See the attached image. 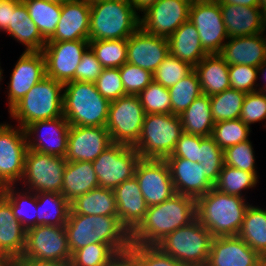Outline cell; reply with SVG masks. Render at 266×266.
Listing matches in <instances>:
<instances>
[{
    "instance_id": "1",
    "label": "cell",
    "mask_w": 266,
    "mask_h": 266,
    "mask_svg": "<svg viewBox=\"0 0 266 266\" xmlns=\"http://www.w3.org/2000/svg\"><path fill=\"white\" fill-rule=\"evenodd\" d=\"M195 218L196 200L176 193L170 199L148 207L143 220L130 233L131 244L156 245Z\"/></svg>"
},
{
    "instance_id": "2",
    "label": "cell",
    "mask_w": 266,
    "mask_h": 266,
    "mask_svg": "<svg viewBox=\"0 0 266 266\" xmlns=\"http://www.w3.org/2000/svg\"><path fill=\"white\" fill-rule=\"evenodd\" d=\"M64 227L71 254L89 244L99 243L109 245L122 256L127 254L131 245L130 233L118 216L81 215L70 210Z\"/></svg>"
},
{
    "instance_id": "3",
    "label": "cell",
    "mask_w": 266,
    "mask_h": 266,
    "mask_svg": "<svg viewBox=\"0 0 266 266\" xmlns=\"http://www.w3.org/2000/svg\"><path fill=\"white\" fill-rule=\"evenodd\" d=\"M246 199L213 187L196 200V218L213 238L237 236L250 205Z\"/></svg>"
},
{
    "instance_id": "4",
    "label": "cell",
    "mask_w": 266,
    "mask_h": 266,
    "mask_svg": "<svg viewBox=\"0 0 266 266\" xmlns=\"http://www.w3.org/2000/svg\"><path fill=\"white\" fill-rule=\"evenodd\" d=\"M140 17L129 0L90 3L89 41L128 39L140 27Z\"/></svg>"
},
{
    "instance_id": "5",
    "label": "cell",
    "mask_w": 266,
    "mask_h": 266,
    "mask_svg": "<svg viewBox=\"0 0 266 266\" xmlns=\"http://www.w3.org/2000/svg\"><path fill=\"white\" fill-rule=\"evenodd\" d=\"M110 103L97 91L94 82L64 84L63 116L70 126L106 127Z\"/></svg>"
},
{
    "instance_id": "6",
    "label": "cell",
    "mask_w": 266,
    "mask_h": 266,
    "mask_svg": "<svg viewBox=\"0 0 266 266\" xmlns=\"http://www.w3.org/2000/svg\"><path fill=\"white\" fill-rule=\"evenodd\" d=\"M63 91V83L46 76L8 112L23 129L35 121L63 116Z\"/></svg>"
},
{
    "instance_id": "7",
    "label": "cell",
    "mask_w": 266,
    "mask_h": 266,
    "mask_svg": "<svg viewBox=\"0 0 266 266\" xmlns=\"http://www.w3.org/2000/svg\"><path fill=\"white\" fill-rule=\"evenodd\" d=\"M213 236L197 218L166 235L155 246L183 266H206Z\"/></svg>"
},
{
    "instance_id": "8",
    "label": "cell",
    "mask_w": 266,
    "mask_h": 266,
    "mask_svg": "<svg viewBox=\"0 0 266 266\" xmlns=\"http://www.w3.org/2000/svg\"><path fill=\"white\" fill-rule=\"evenodd\" d=\"M183 133L179 116L172 113L146 114L134 148L142 159H165L172 154Z\"/></svg>"
},
{
    "instance_id": "9",
    "label": "cell",
    "mask_w": 266,
    "mask_h": 266,
    "mask_svg": "<svg viewBox=\"0 0 266 266\" xmlns=\"http://www.w3.org/2000/svg\"><path fill=\"white\" fill-rule=\"evenodd\" d=\"M145 115L138 95H125L111 101L106 129L112 143L134 147L141 134Z\"/></svg>"
},
{
    "instance_id": "10",
    "label": "cell",
    "mask_w": 266,
    "mask_h": 266,
    "mask_svg": "<svg viewBox=\"0 0 266 266\" xmlns=\"http://www.w3.org/2000/svg\"><path fill=\"white\" fill-rule=\"evenodd\" d=\"M66 164L64 157L28 149L25 155L24 174L19 183L24 184L23 188L28 186L25 189L35 193L61 194Z\"/></svg>"
},
{
    "instance_id": "11",
    "label": "cell",
    "mask_w": 266,
    "mask_h": 266,
    "mask_svg": "<svg viewBox=\"0 0 266 266\" xmlns=\"http://www.w3.org/2000/svg\"><path fill=\"white\" fill-rule=\"evenodd\" d=\"M140 159L134 147L112 143L92 162L99 186L114 190L133 178Z\"/></svg>"
},
{
    "instance_id": "12",
    "label": "cell",
    "mask_w": 266,
    "mask_h": 266,
    "mask_svg": "<svg viewBox=\"0 0 266 266\" xmlns=\"http://www.w3.org/2000/svg\"><path fill=\"white\" fill-rule=\"evenodd\" d=\"M189 21L197 28L203 49L208 54L220 53L229 38L220 3L217 0H193L189 9Z\"/></svg>"
},
{
    "instance_id": "13",
    "label": "cell",
    "mask_w": 266,
    "mask_h": 266,
    "mask_svg": "<svg viewBox=\"0 0 266 266\" xmlns=\"http://www.w3.org/2000/svg\"><path fill=\"white\" fill-rule=\"evenodd\" d=\"M64 226L38 225L26 230L25 250L20 258L41 261H71Z\"/></svg>"
},
{
    "instance_id": "14",
    "label": "cell",
    "mask_w": 266,
    "mask_h": 266,
    "mask_svg": "<svg viewBox=\"0 0 266 266\" xmlns=\"http://www.w3.org/2000/svg\"><path fill=\"white\" fill-rule=\"evenodd\" d=\"M27 150L25 129L8 123L0 125V189L16 186L22 180Z\"/></svg>"
},
{
    "instance_id": "15",
    "label": "cell",
    "mask_w": 266,
    "mask_h": 266,
    "mask_svg": "<svg viewBox=\"0 0 266 266\" xmlns=\"http://www.w3.org/2000/svg\"><path fill=\"white\" fill-rule=\"evenodd\" d=\"M88 48L89 40L46 42L42 50L46 76L63 84L75 81L76 68Z\"/></svg>"
},
{
    "instance_id": "16",
    "label": "cell",
    "mask_w": 266,
    "mask_h": 266,
    "mask_svg": "<svg viewBox=\"0 0 266 266\" xmlns=\"http://www.w3.org/2000/svg\"><path fill=\"white\" fill-rule=\"evenodd\" d=\"M192 1L159 0L141 13L140 27L146 33L168 38L189 20Z\"/></svg>"
},
{
    "instance_id": "17",
    "label": "cell",
    "mask_w": 266,
    "mask_h": 266,
    "mask_svg": "<svg viewBox=\"0 0 266 266\" xmlns=\"http://www.w3.org/2000/svg\"><path fill=\"white\" fill-rule=\"evenodd\" d=\"M69 128L70 125L64 116L29 124L25 128L28 149L65 158Z\"/></svg>"
},
{
    "instance_id": "18",
    "label": "cell",
    "mask_w": 266,
    "mask_h": 266,
    "mask_svg": "<svg viewBox=\"0 0 266 266\" xmlns=\"http://www.w3.org/2000/svg\"><path fill=\"white\" fill-rule=\"evenodd\" d=\"M140 190L148 206L160 204L176 194L164 159H140L135 170Z\"/></svg>"
},
{
    "instance_id": "19",
    "label": "cell",
    "mask_w": 266,
    "mask_h": 266,
    "mask_svg": "<svg viewBox=\"0 0 266 266\" xmlns=\"http://www.w3.org/2000/svg\"><path fill=\"white\" fill-rule=\"evenodd\" d=\"M45 77V58L42 51H24L12 70L7 86L9 110Z\"/></svg>"
},
{
    "instance_id": "20",
    "label": "cell",
    "mask_w": 266,
    "mask_h": 266,
    "mask_svg": "<svg viewBox=\"0 0 266 266\" xmlns=\"http://www.w3.org/2000/svg\"><path fill=\"white\" fill-rule=\"evenodd\" d=\"M111 144L106 127L70 126L65 159L67 162H93Z\"/></svg>"
},
{
    "instance_id": "21",
    "label": "cell",
    "mask_w": 266,
    "mask_h": 266,
    "mask_svg": "<svg viewBox=\"0 0 266 266\" xmlns=\"http://www.w3.org/2000/svg\"><path fill=\"white\" fill-rule=\"evenodd\" d=\"M168 55V39L146 33L141 27L127 39V62L151 73Z\"/></svg>"
},
{
    "instance_id": "22",
    "label": "cell",
    "mask_w": 266,
    "mask_h": 266,
    "mask_svg": "<svg viewBox=\"0 0 266 266\" xmlns=\"http://www.w3.org/2000/svg\"><path fill=\"white\" fill-rule=\"evenodd\" d=\"M264 260L239 236L216 237L206 266H260Z\"/></svg>"
},
{
    "instance_id": "23",
    "label": "cell",
    "mask_w": 266,
    "mask_h": 266,
    "mask_svg": "<svg viewBox=\"0 0 266 266\" xmlns=\"http://www.w3.org/2000/svg\"><path fill=\"white\" fill-rule=\"evenodd\" d=\"M170 177L177 194L197 200L205 195L214 185L205 177L200 163L185 158H165Z\"/></svg>"
},
{
    "instance_id": "24",
    "label": "cell",
    "mask_w": 266,
    "mask_h": 266,
    "mask_svg": "<svg viewBox=\"0 0 266 266\" xmlns=\"http://www.w3.org/2000/svg\"><path fill=\"white\" fill-rule=\"evenodd\" d=\"M90 2L74 0L61 5L60 20L47 42L89 40Z\"/></svg>"
},
{
    "instance_id": "25",
    "label": "cell",
    "mask_w": 266,
    "mask_h": 266,
    "mask_svg": "<svg viewBox=\"0 0 266 266\" xmlns=\"http://www.w3.org/2000/svg\"><path fill=\"white\" fill-rule=\"evenodd\" d=\"M114 194L117 216L121 224L131 233L143 220L149 207L136 177L134 176L118 185L114 189Z\"/></svg>"
},
{
    "instance_id": "26",
    "label": "cell",
    "mask_w": 266,
    "mask_h": 266,
    "mask_svg": "<svg viewBox=\"0 0 266 266\" xmlns=\"http://www.w3.org/2000/svg\"><path fill=\"white\" fill-rule=\"evenodd\" d=\"M264 33L228 38L219 53L228 65L259 67L266 60Z\"/></svg>"
},
{
    "instance_id": "27",
    "label": "cell",
    "mask_w": 266,
    "mask_h": 266,
    "mask_svg": "<svg viewBox=\"0 0 266 266\" xmlns=\"http://www.w3.org/2000/svg\"><path fill=\"white\" fill-rule=\"evenodd\" d=\"M228 37L249 36L266 31V16L259 6L220 4Z\"/></svg>"
},
{
    "instance_id": "28",
    "label": "cell",
    "mask_w": 266,
    "mask_h": 266,
    "mask_svg": "<svg viewBox=\"0 0 266 266\" xmlns=\"http://www.w3.org/2000/svg\"><path fill=\"white\" fill-rule=\"evenodd\" d=\"M26 229L16 219L11 205L0 195V248L15 262L25 250Z\"/></svg>"
},
{
    "instance_id": "29",
    "label": "cell",
    "mask_w": 266,
    "mask_h": 266,
    "mask_svg": "<svg viewBox=\"0 0 266 266\" xmlns=\"http://www.w3.org/2000/svg\"><path fill=\"white\" fill-rule=\"evenodd\" d=\"M202 94L212 96L231 88L229 65L219 53L207 54L195 67Z\"/></svg>"
},
{
    "instance_id": "30",
    "label": "cell",
    "mask_w": 266,
    "mask_h": 266,
    "mask_svg": "<svg viewBox=\"0 0 266 266\" xmlns=\"http://www.w3.org/2000/svg\"><path fill=\"white\" fill-rule=\"evenodd\" d=\"M168 39L169 54L195 67L208 53L200 43L197 28L189 20Z\"/></svg>"
},
{
    "instance_id": "31",
    "label": "cell",
    "mask_w": 266,
    "mask_h": 266,
    "mask_svg": "<svg viewBox=\"0 0 266 266\" xmlns=\"http://www.w3.org/2000/svg\"><path fill=\"white\" fill-rule=\"evenodd\" d=\"M100 187L92 162H67L61 195L69 202L90 190Z\"/></svg>"
},
{
    "instance_id": "32",
    "label": "cell",
    "mask_w": 266,
    "mask_h": 266,
    "mask_svg": "<svg viewBox=\"0 0 266 266\" xmlns=\"http://www.w3.org/2000/svg\"><path fill=\"white\" fill-rule=\"evenodd\" d=\"M5 32L17 40V42L26 46V52L42 51L47 42L30 18L28 9L22 0L14 6L11 25Z\"/></svg>"
},
{
    "instance_id": "33",
    "label": "cell",
    "mask_w": 266,
    "mask_h": 266,
    "mask_svg": "<svg viewBox=\"0 0 266 266\" xmlns=\"http://www.w3.org/2000/svg\"><path fill=\"white\" fill-rule=\"evenodd\" d=\"M183 132L201 137H209L214 127L210 96L201 94L179 115Z\"/></svg>"
},
{
    "instance_id": "34",
    "label": "cell",
    "mask_w": 266,
    "mask_h": 266,
    "mask_svg": "<svg viewBox=\"0 0 266 266\" xmlns=\"http://www.w3.org/2000/svg\"><path fill=\"white\" fill-rule=\"evenodd\" d=\"M71 211L81 215L117 216L113 189L98 187L70 202Z\"/></svg>"
},
{
    "instance_id": "35",
    "label": "cell",
    "mask_w": 266,
    "mask_h": 266,
    "mask_svg": "<svg viewBox=\"0 0 266 266\" xmlns=\"http://www.w3.org/2000/svg\"><path fill=\"white\" fill-rule=\"evenodd\" d=\"M8 185L0 189V195L11 205L16 219L28 230L37 226V197L36 193ZM20 191V192H19ZM27 191V192H26Z\"/></svg>"
},
{
    "instance_id": "36",
    "label": "cell",
    "mask_w": 266,
    "mask_h": 266,
    "mask_svg": "<svg viewBox=\"0 0 266 266\" xmlns=\"http://www.w3.org/2000/svg\"><path fill=\"white\" fill-rule=\"evenodd\" d=\"M237 236L266 260V210L250 204Z\"/></svg>"
},
{
    "instance_id": "37",
    "label": "cell",
    "mask_w": 266,
    "mask_h": 266,
    "mask_svg": "<svg viewBox=\"0 0 266 266\" xmlns=\"http://www.w3.org/2000/svg\"><path fill=\"white\" fill-rule=\"evenodd\" d=\"M37 226H64L71 210L70 202L55 192L36 193Z\"/></svg>"
},
{
    "instance_id": "38",
    "label": "cell",
    "mask_w": 266,
    "mask_h": 266,
    "mask_svg": "<svg viewBox=\"0 0 266 266\" xmlns=\"http://www.w3.org/2000/svg\"><path fill=\"white\" fill-rule=\"evenodd\" d=\"M29 12L30 18L36 24L38 31L47 41L55 32L60 20L61 4L47 0H22Z\"/></svg>"
},
{
    "instance_id": "39",
    "label": "cell",
    "mask_w": 266,
    "mask_h": 266,
    "mask_svg": "<svg viewBox=\"0 0 266 266\" xmlns=\"http://www.w3.org/2000/svg\"><path fill=\"white\" fill-rule=\"evenodd\" d=\"M171 113L181 115L201 94L198 75L193 69L188 75L169 88Z\"/></svg>"
},
{
    "instance_id": "40",
    "label": "cell",
    "mask_w": 266,
    "mask_h": 266,
    "mask_svg": "<svg viewBox=\"0 0 266 266\" xmlns=\"http://www.w3.org/2000/svg\"><path fill=\"white\" fill-rule=\"evenodd\" d=\"M246 93L229 88L210 96L211 112L214 122L238 119L241 114Z\"/></svg>"
},
{
    "instance_id": "41",
    "label": "cell",
    "mask_w": 266,
    "mask_h": 266,
    "mask_svg": "<svg viewBox=\"0 0 266 266\" xmlns=\"http://www.w3.org/2000/svg\"><path fill=\"white\" fill-rule=\"evenodd\" d=\"M89 47L103 68H120L127 62V39L92 40Z\"/></svg>"
},
{
    "instance_id": "42",
    "label": "cell",
    "mask_w": 266,
    "mask_h": 266,
    "mask_svg": "<svg viewBox=\"0 0 266 266\" xmlns=\"http://www.w3.org/2000/svg\"><path fill=\"white\" fill-rule=\"evenodd\" d=\"M258 181V178L251 172L223 165L219 179L214 187L223 193L244 197L242 191L254 188Z\"/></svg>"
},
{
    "instance_id": "43",
    "label": "cell",
    "mask_w": 266,
    "mask_h": 266,
    "mask_svg": "<svg viewBox=\"0 0 266 266\" xmlns=\"http://www.w3.org/2000/svg\"><path fill=\"white\" fill-rule=\"evenodd\" d=\"M120 256L107 244L93 243L76 250L71 266H112Z\"/></svg>"
},
{
    "instance_id": "44",
    "label": "cell",
    "mask_w": 266,
    "mask_h": 266,
    "mask_svg": "<svg viewBox=\"0 0 266 266\" xmlns=\"http://www.w3.org/2000/svg\"><path fill=\"white\" fill-rule=\"evenodd\" d=\"M239 118L219 121L214 124L211 137L217 145L225 150L227 147L249 140L252 131Z\"/></svg>"
},
{
    "instance_id": "45",
    "label": "cell",
    "mask_w": 266,
    "mask_h": 266,
    "mask_svg": "<svg viewBox=\"0 0 266 266\" xmlns=\"http://www.w3.org/2000/svg\"><path fill=\"white\" fill-rule=\"evenodd\" d=\"M199 163L205 171V177L215 185L224 165L223 150L214 139L200 136Z\"/></svg>"
},
{
    "instance_id": "46",
    "label": "cell",
    "mask_w": 266,
    "mask_h": 266,
    "mask_svg": "<svg viewBox=\"0 0 266 266\" xmlns=\"http://www.w3.org/2000/svg\"><path fill=\"white\" fill-rule=\"evenodd\" d=\"M138 96L146 114H171L170 92L161 84L152 81Z\"/></svg>"
},
{
    "instance_id": "47",
    "label": "cell",
    "mask_w": 266,
    "mask_h": 266,
    "mask_svg": "<svg viewBox=\"0 0 266 266\" xmlns=\"http://www.w3.org/2000/svg\"><path fill=\"white\" fill-rule=\"evenodd\" d=\"M194 69L189 63L169 54L153 73V81L169 89Z\"/></svg>"
},
{
    "instance_id": "48",
    "label": "cell",
    "mask_w": 266,
    "mask_h": 266,
    "mask_svg": "<svg viewBox=\"0 0 266 266\" xmlns=\"http://www.w3.org/2000/svg\"><path fill=\"white\" fill-rule=\"evenodd\" d=\"M127 255L138 266H183L172 256L163 253L155 245L131 244Z\"/></svg>"
},
{
    "instance_id": "49",
    "label": "cell",
    "mask_w": 266,
    "mask_h": 266,
    "mask_svg": "<svg viewBox=\"0 0 266 266\" xmlns=\"http://www.w3.org/2000/svg\"><path fill=\"white\" fill-rule=\"evenodd\" d=\"M252 142L246 140L223 150L224 165L253 173L257 178Z\"/></svg>"
},
{
    "instance_id": "50",
    "label": "cell",
    "mask_w": 266,
    "mask_h": 266,
    "mask_svg": "<svg viewBox=\"0 0 266 266\" xmlns=\"http://www.w3.org/2000/svg\"><path fill=\"white\" fill-rule=\"evenodd\" d=\"M119 70L126 95H138L153 81V73L128 62Z\"/></svg>"
},
{
    "instance_id": "51",
    "label": "cell",
    "mask_w": 266,
    "mask_h": 266,
    "mask_svg": "<svg viewBox=\"0 0 266 266\" xmlns=\"http://www.w3.org/2000/svg\"><path fill=\"white\" fill-rule=\"evenodd\" d=\"M258 68L248 65H229V80L231 88L245 93L258 91Z\"/></svg>"
},
{
    "instance_id": "52",
    "label": "cell",
    "mask_w": 266,
    "mask_h": 266,
    "mask_svg": "<svg viewBox=\"0 0 266 266\" xmlns=\"http://www.w3.org/2000/svg\"><path fill=\"white\" fill-rule=\"evenodd\" d=\"M94 83L97 91L110 102L126 95L119 68L103 69Z\"/></svg>"
},
{
    "instance_id": "53",
    "label": "cell",
    "mask_w": 266,
    "mask_h": 266,
    "mask_svg": "<svg viewBox=\"0 0 266 266\" xmlns=\"http://www.w3.org/2000/svg\"><path fill=\"white\" fill-rule=\"evenodd\" d=\"M239 119L248 127L266 120V97L260 91L246 93Z\"/></svg>"
},
{
    "instance_id": "54",
    "label": "cell",
    "mask_w": 266,
    "mask_h": 266,
    "mask_svg": "<svg viewBox=\"0 0 266 266\" xmlns=\"http://www.w3.org/2000/svg\"><path fill=\"white\" fill-rule=\"evenodd\" d=\"M103 66L89 47L75 71V81L95 82L103 71Z\"/></svg>"
},
{
    "instance_id": "55",
    "label": "cell",
    "mask_w": 266,
    "mask_h": 266,
    "mask_svg": "<svg viewBox=\"0 0 266 266\" xmlns=\"http://www.w3.org/2000/svg\"><path fill=\"white\" fill-rule=\"evenodd\" d=\"M200 136L183 133L172 154L166 158H185L199 163Z\"/></svg>"
},
{
    "instance_id": "56",
    "label": "cell",
    "mask_w": 266,
    "mask_h": 266,
    "mask_svg": "<svg viewBox=\"0 0 266 266\" xmlns=\"http://www.w3.org/2000/svg\"><path fill=\"white\" fill-rule=\"evenodd\" d=\"M20 0H0V31H6L11 25L12 12L14 6Z\"/></svg>"
},
{
    "instance_id": "57",
    "label": "cell",
    "mask_w": 266,
    "mask_h": 266,
    "mask_svg": "<svg viewBox=\"0 0 266 266\" xmlns=\"http://www.w3.org/2000/svg\"><path fill=\"white\" fill-rule=\"evenodd\" d=\"M14 266H71V262L41 261L31 258H18L14 262Z\"/></svg>"
},
{
    "instance_id": "58",
    "label": "cell",
    "mask_w": 266,
    "mask_h": 266,
    "mask_svg": "<svg viewBox=\"0 0 266 266\" xmlns=\"http://www.w3.org/2000/svg\"><path fill=\"white\" fill-rule=\"evenodd\" d=\"M130 3L135 7L136 12H144L154 3L158 2L159 0H129Z\"/></svg>"
},
{
    "instance_id": "59",
    "label": "cell",
    "mask_w": 266,
    "mask_h": 266,
    "mask_svg": "<svg viewBox=\"0 0 266 266\" xmlns=\"http://www.w3.org/2000/svg\"><path fill=\"white\" fill-rule=\"evenodd\" d=\"M220 4H234L246 7L259 6V0H217Z\"/></svg>"
},
{
    "instance_id": "60",
    "label": "cell",
    "mask_w": 266,
    "mask_h": 266,
    "mask_svg": "<svg viewBox=\"0 0 266 266\" xmlns=\"http://www.w3.org/2000/svg\"><path fill=\"white\" fill-rule=\"evenodd\" d=\"M112 266H138L127 254L120 256Z\"/></svg>"
},
{
    "instance_id": "61",
    "label": "cell",
    "mask_w": 266,
    "mask_h": 266,
    "mask_svg": "<svg viewBox=\"0 0 266 266\" xmlns=\"http://www.w3.org/2000/svg\"><path fill=\"white\" fill-rule=\"evenodd\" d=\"M258 74L262 75L261 79H264L266 81V60L258 67ZM263 86L258 88V91H260L264 86H266V83L263 81Z\"/></svg>"
},
{
    "instance_id": "62",
    "label": "cell",
    "mask_w": 266,
    "mask_h": 266,
    "mask_svg": "<svg viewBox=\"0 0 266 266\" xmlns=\"http://www.w3.org/2000/svg\"><path fill=\"white\" fill-rule=\"evenodd\" d=\"M0 266H14V262L8 256H0Z\"/></svg>"
},
{
    "instance_id": "63",
    "label": "cell",
    "mask_w": 266,
    "mask_h": 266,
    "mask_svg": "<svg viewBox=\"0 0 266 266\" xmlns=\"http://www.w3.org/2000/svg\"><path fill=\"white\" fill-rule=\"evenodd\" d=\"M259 7L262 9L263 14L266 16V0H259Z\"/></svg>"
},
{
    "instance_id": "64",
    "label": "cell",
    "mask_w": 266,
    "mask_h": 266,
    "mask_svg": "<svg viewBox=\"0 0 266 266\" xmlns=\"http://www.w3.org/2000/svg\"><path fill=\"white\" fill-rule=\"evenodd\" d=\"M47 1L63 5L65 3H68V2H71V1H74V0H47Z\"/></svg>"
},
{
    "instance_id": "65",
    "label": "cell",
    "mask_w": 266,
    "mask_h": 266,
    "mask_svg": "<svg viewBox=\"0 0 266 266\" xmlns=\"http://www.w3.org/2000/svg\"><path fill=\"white\" fill-rule=\"evenodd\" d=\"M260 92L266 97V86H264Z\"/></svg>"
},
{
    "instance_id": "66",
    "label": "cell",
    "mask_w": 266,
    "mask_h": 266,
    "mask_svg": "<svg viewBox=\"0 0 266 266\" xmlns=\"http://www.w3.org/2000/svg\"><path fill=\"white\" fill-rule=\"evenodd\" d=\"M3 77V70H2V68H1V66H0V82L2 81V78Z\"/></svg>"
},
{
    "instance_id": "67",
    "label": "cell",
    "mask_w": 266,
    "mask_h": 266,
    "mask_svg": "<svg viewBox=\"0 0 266 266\" xmlns=\"http://www.w3.org/2000/svg\"><path fill=\"white\" fill-rule=\"evenodd\" d=\"M90 3H95V2H99V1H103V0H88Z\"/></svg>"
},
{
    "instance_id": "68",
    "label": "cell",
    "mask_w": 266,
    "mask_h": 266,
    "mask_svg": "<svg viewBox=\"0 0 266 266\" xmlns=\"http://www.w3.org/2000/svg\"><path fill=\"white\" fill-rule=\"evenodd\" d=\"M0 256H7L0 248Z\"/></svg>"
},
{
    "instance_id": "69",
    "label": "cell",
    "mask_w": 266,
    "mask_h": 266,
    "mask_svg": "<svg viewBox=\"0 0 266 266\" xmlns=\"http://www.w3.org/2000/svg\"><path fill=\"white\" fill-rule=\"evenodd\" d=\"M260 266H266V260H264Z\"/></svg>"
}]
</instances>
